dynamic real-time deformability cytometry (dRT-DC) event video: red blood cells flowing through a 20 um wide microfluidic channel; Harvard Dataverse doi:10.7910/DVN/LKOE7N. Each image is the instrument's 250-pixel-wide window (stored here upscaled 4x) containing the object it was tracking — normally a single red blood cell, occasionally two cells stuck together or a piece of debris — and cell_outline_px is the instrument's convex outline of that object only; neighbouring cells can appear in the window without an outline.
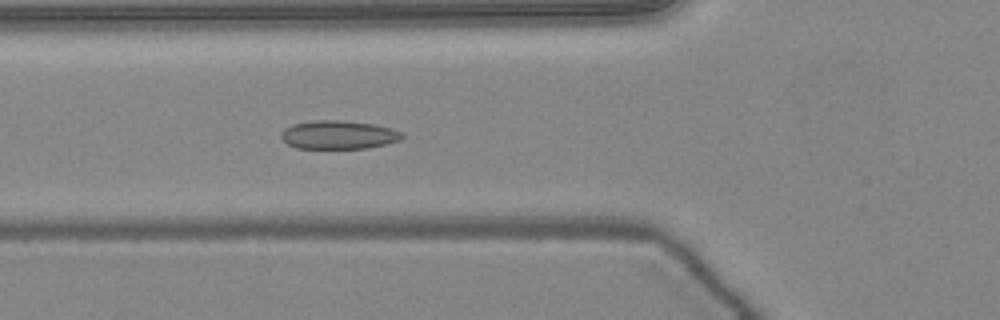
{"species": "common noctule bat (a hibernating species)", "species_latin": "Nyctalus noctula", "temperature_condition": "warm", "stored_images_in_passage": 51, "camera_frame_rate_fps": 3000, "um_per_image_px": 0.085, "animal": {"sex": "female", "body_mass_g": 24.6, "forearm_length_mm": 56.2}, "frame": {"image": 1, "passage_image": 19, "time_ms": 6.0, "image_size_px": [1000, 320], "cell_outline_px": [[404, 136], [400, 140], [368, 148], [296, 148], [288, 144], [280, 136], [280, 132], [284, 128], [292, 124], [312, 120], [336, 120], [372, 124], [392, 128], [404, 132]], "centroid_in_image_um": [28.76, 11.45], "position_along_channel_um": 97.0, "area_um2": 20.11}}
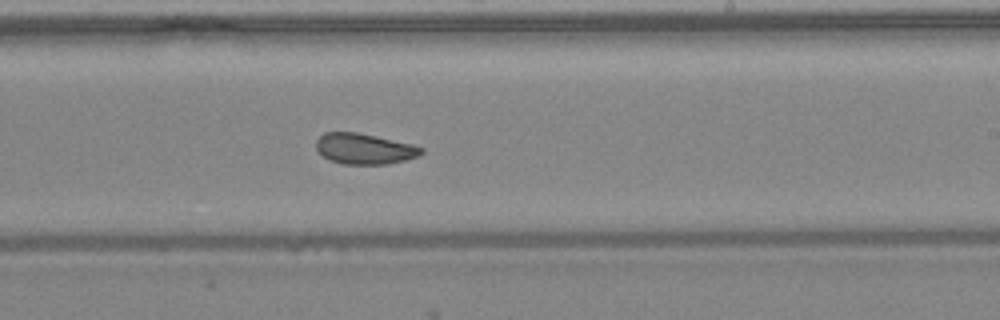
{"frame": {"image": 2, "passage_image": 31, "time_ms": 10.0, "image_size_px": [1000, 320], "cell_outline_px": [[424, 152], [420, 156], [388, 164], [344, 164], [328, 160], [316, 148], [316, 140], [324, 132], [356, 132], [376, 136], [412, 144], [424, 148]], "centroid_in_image_um": [30.99, 12.65], "position_along_channel_um": 258.0, "area_um2": 18.84}}
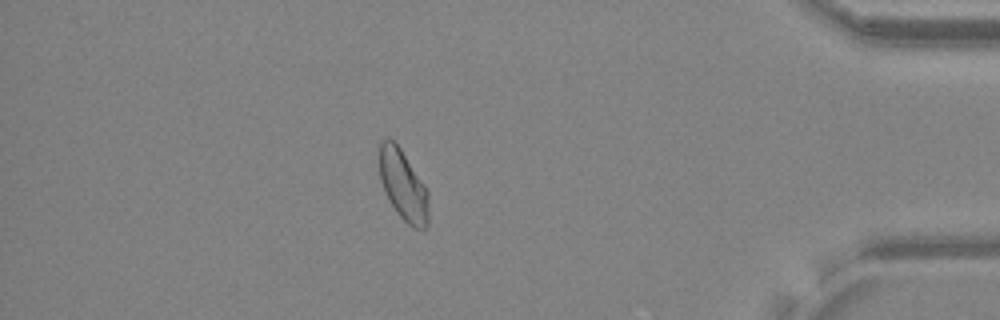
{"frame": {"image": 3, "passage_image": 45, "time_ms": 14.667, "image_size_px": [1000, 320], "cell_outline_px": [[428, 224], [424, 228], [412, 228], [396, 212], [388, 200], [384, 192], [380, 180], [376, 156], [380, 140], [392, 140], [400, 148], [424, 184], [428, 192]], "centroid_in_image_um": [34.21, 15.72], "position_along_channel_um": 401.0, "area_um2": 20.58}, "authors_computed_cell_mechanics": {"area_um2": 20.2878, "velocity_mm_per_s": 4.0169, "shape_relaxation_time_tau1_ms": 7.8655, "shape_relaxation_time_tau2_ms": 1.6724, "deformation_change_tau1": 0.1301, "deformation_change_tau2": 0.0539}}